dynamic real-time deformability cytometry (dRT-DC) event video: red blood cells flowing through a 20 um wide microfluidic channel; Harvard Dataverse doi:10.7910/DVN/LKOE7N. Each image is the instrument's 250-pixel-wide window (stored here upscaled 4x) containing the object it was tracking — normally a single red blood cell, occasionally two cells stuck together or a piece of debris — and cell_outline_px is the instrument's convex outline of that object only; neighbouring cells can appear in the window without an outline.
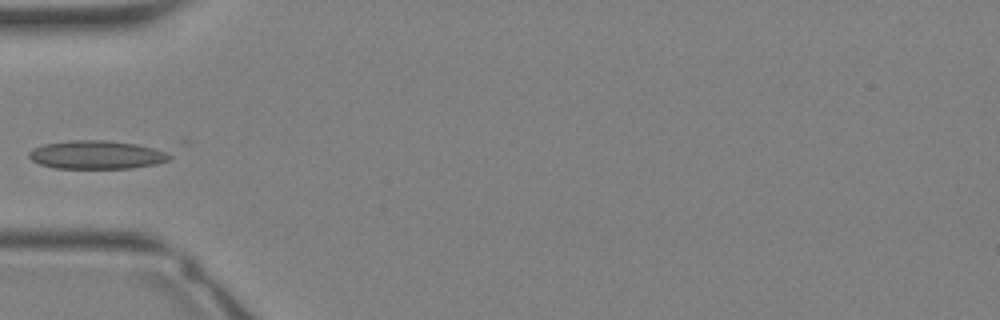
{"species": "Egyptian fruit bat (a non-hibernating species)", "species_latin": "Rousettus aegyptiacus", "temperature_condition": "warm", "stored_images_in_passage": 21, "camera_frame_rate_fps": 3000, "um_per_image_px": 0.085, "animal": {"sex": "female"}, "frame": {"image": 1, "passage_image": 1, "time_ms": 0.0, "image_size_px": [1000, 320], "cell_outline_px": [[172, 160], [156, 164], [132, 168], [56, 168], [40, 164], [32, 160], [28, 156], [28, 152], [32, 148], [44, 144], [72, 140], [104, 140], [136, 144], [152, 148], [164, 152], [172, 156]], "centroid_in_image_um": [8.19, 13.16], "position_along_channel_um": 76.8, "area_um2": 23.18}}
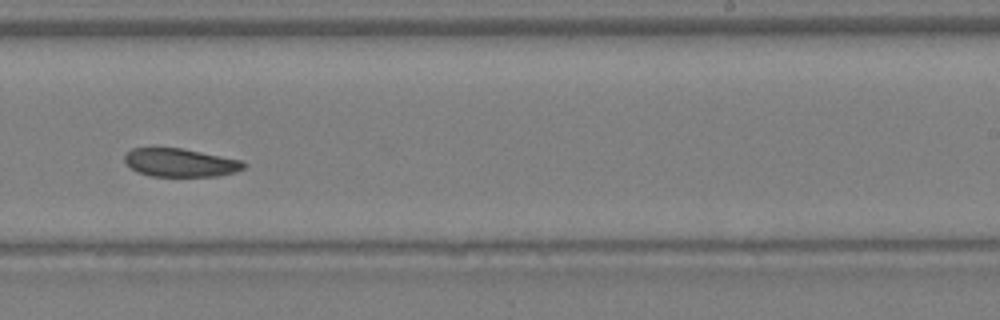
{"frame": {"image": 2, "passage_image": 11, "time_ms": 3.333, "image_size_px": [1000, 320], "cell_outline_px": [[248, 164], [244, 168], [236, 172], [216, 176], [152, 176], [136, 172], [124, 160], [124, 156], [132, 148], [180, 148], [244, 160]], "centroid_in_image_um": [15.37, 13.83], "position_along_channel_um": 273.6, "area_um2": 19.65}}
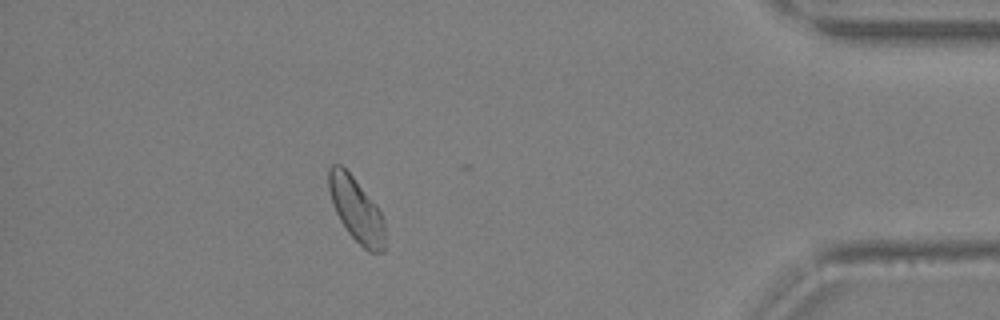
{"frame": {"image": 3, "passage_image": 20, "time_ms": 6.333, "image_size_px": [1000, 320], "cell_outline_px": [[384, 252], [368, 252], [348, 232], [340, 220], [332, 204], [328, 188], [328, 168], [332, 164], [340, 164], [352, 176], [376, 204], [384, 220]], "centroid_in_image_um": [30.27, 17.81], "position_along_channel_um": 404.9, "area_um2": 20.87}}